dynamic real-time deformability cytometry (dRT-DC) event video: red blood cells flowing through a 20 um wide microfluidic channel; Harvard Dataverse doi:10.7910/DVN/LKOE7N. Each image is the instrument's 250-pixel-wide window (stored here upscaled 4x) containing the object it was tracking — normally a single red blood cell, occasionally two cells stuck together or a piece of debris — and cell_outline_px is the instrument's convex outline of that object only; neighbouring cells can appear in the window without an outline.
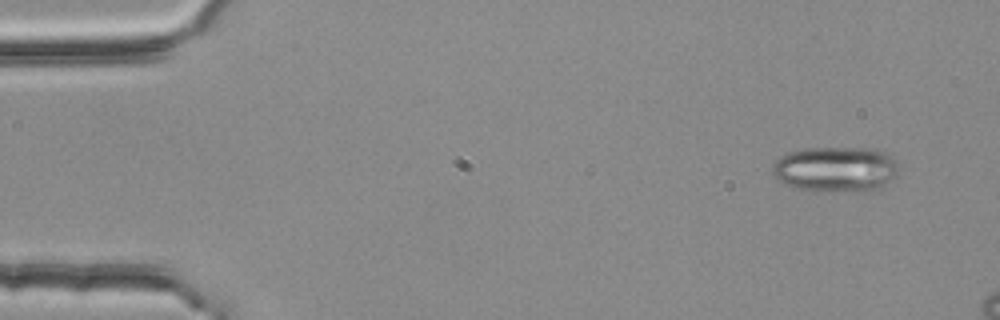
{"species": "common noctule bat (a hibernating species)", "species_latin": "Nyctalus noctula", "temperature_condition": "room temperature", "stored_images_in_passage": 3, "camera_frame_rate_fps": 3000, "um_per_image_px": 0.085, "animal": {"sex": "female", "body_mass_g": 25.1}, "frame": {"image": 1, "passage_image": 1, "time_ms": 0.0, "image_size_px": [1000, 320], "cell_outline_px": [[896, 176], [884, 188], [796, 188], [784, 184], [772, 172], [772, 164], [780, 156], [788, 152], [804, 148], [876, 148], [888, 152], [896, 160]], "centroid_in_image_um": [71.05, 14.3], "position_along_channel_um": 14.0, "area_um2": 32.37}}